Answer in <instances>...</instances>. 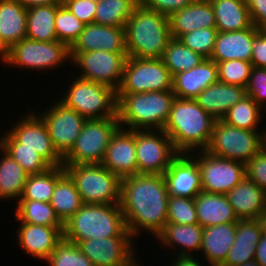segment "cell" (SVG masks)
Returning <instances> with one entry per match:
<instances>
[{
  "label": "cell",
  "mask_w": 266,
  "mask_h": 266,
  "mask_svg": "<svg viewBox=\"0 0 266 266\" xmlns=\"http://www.w3.org/2000/svg\"><path fill=\"white\" fill-rule=\"evenodd\" d=\"M97 50L127 52L125 27H113L96 23L87 24L79 38L70 47V53H85Z\"/></svg>",
  "instance_id": "cell-20"
},
{
  "label": "cell",
  "mask_w": 266,
  "mask_h": 266,
  "mask_svg": "<svg viewBox=\"0 0 266 266\" xmlns=\"http://www.w3.org/2000/svg\"><path fill=\"white\" fill-rule=\"evenodd\" d=\"M15 217L18 223H30L43 226H63L56 216L50 202L18 200Z\"/></svg>",
  "instance_id": "cell-41"
},
{
  "label": "cell",
  "mask_w": 266,
  "mask_h": 266,
  "mask_svg": "<svg viewBox=\"0 0 266 266\" xmlns=\"http://www.w3.org/2000/svg\"><path fill=\"white\" fill-rule=\"evenodd\" d=\"M172 90L117 93V116L121 128L163 130L175 99Z\"/></svg>",
  "instance_id": "cell-4"
},
{
  "label": "cell",
  "mask_w": 266,
  "mask_h": 266,
  "mask_svg": "<svg viewBox=\"0 0 266 266\" xmlns=\"http://www.w3.org/2000/svg\"><path fill=\"white\" fill-rule=\"evenodd\" d=\"M215 121L194 99L175 98L163 131L178 153L189 154L207 148Z\"/></svg>",
  "instance_id": "cell-2"
},
{
  "label": "cell",
  "mask_w": 266,
  "mask_h": 266,
  "mask_svg": "<svg viewBox=\"0 0 266 266\" xmlns=\"http://www.w3.org/2000/svg\"><path fill=\"white\" fill-rule=\"evenodd\" d=\"M193 2L194 0H139V4L143 7L167 16L185 8Z\"/></svg>",
  "instance_id": "cell-50"
},
{
  "label": "cell",
  "mask_w": 266,
  "mask_h": 266,
  "mask_svg": "<svg viewBox=\"0 0 266 266\" xmlns=\"http://www.w3.org/2000/svg\"><path fill=\"white\" fill-rule=\"evenodd\" d=\"M71 63L81 72L80 78L94 81L118 90L123 78L127 52H106L103 50L70 53Z\"/></svg>",
  "instance_id": "cell-12"
},
{
  "label": "cell",
  "mask_w": 266,
  "mask_h": 266,
  "mask_svg": "<svg viewBox=\"0 0 266 266\" xmlns=\"http://www.w3.org/2000/svg\"><path fill=\"white\" fill-rule=\"evenodd\" d=\"M171 38L179 39L182 35L196 29L216 28L215 15L210 1H194L185 8L169 16Z\"/></svg>",
  "instance_id": "cell-25"
},
{
  "label": "cell",
  "mask_w": 266,
  "mask_h": 266,
  "mask_svg": "<svg viewBox=\"0 0 266 266\" xmlns=\"http://www.w3.org/2000/svg\"><path fill=\"white\" fill-rule=\"evenodd\" d=\"M173 88V76L161 59L128 57L117 93H145Z\"/></svg>",
  "instance_id": "cell-11"
},
{
  "label": "cell",
  "mask_w": 266,
  "mask_h": 266,
  "mask_svg": "<svg viewBox=\"0 0 266 266\" xmlns=\"http://www.w3.org/2000/svg\"><path fill=\"white\" fill-rule=\"evenodd\" d=\"M53 102L44 112H34L43 120L54 148L64 158L73 148L87 119L67 107L59 98Z\"/></svg>",
  "instance_id": "cell-15"
},
{
  "label": "cell",
  "mask_w": 266,
  "mask_h": 266,
  "mask_svg": "<svg viewBox=\"0 0 266 266\" xmlns=\"http://www.w3.org/2000/svg\"><path fill=\"white\" fill-rule=\"evenodd\" d=\"M236 223L213 225L203 228L202 248L200 253L208 262L207 266H221L234 244Z\"/></svg>",
  "instance_id": "cell-29"
},
{
  "label": "cell",
  "mask_w": 266,
  "mask_h": 266,
  "mask_svg": "<svg viewBox=\"0 0 266 266\" xmlns=\"http://www.w3.org/2000/svg\"><path fill=\"white\" fill-rule=\"evenodd\" d=\"M167 223L179 225L198 224L194 198L168 197Z\"/></svg>",
  "instance_id": "cell-45"
},
{
  "label": "cell",
  "mask_w": 266,
  "mask_h": 266,
  "mask_svg": "<svg viewBox=\"0 0 266 266\" xmlns=\"http://www.w3.org/2000/svg\"><path fill=\"white\" fill-rule=\"evenodd\" d=\"M252 48L253 67L266 69V36L260 30L255 34Z\"/></svg>",
  "instance_id": "cell-51"
},
{
  "label": "cell",
  "mask_w": 266,
  "mask_h": 266,
  "mask_svg": "<svg viewBox=\"0 0 266 266\" xmlns=\"http://www.w3.org/2000/svg\"><path fill=\"white\" fill-rule=\"evenodd\" d=\"M219 32L240 31L253 24L246 0H210Z\"/></svg>",
  "instance_id": "cell-32"
},
{
  "label": "cell",
  "mask_w": 266,
  "mask_h": 266,
  "mask_svg": "<svg viewBox=\"0 0 266 266\" xmlns=\"http://www.w3.org/2000/svg\"><path fill=\"white\" fill-rule=\"evenodd\" d=\"M71 62L70 47L58 40L45 42L24 38L9 49L7 65L33 71L57 69ZM64 63V64H63Z\"/></svg>",
  "instance_id": "cell-10"
},
{
  "label": "cell",
  "mask_w": 266,
  "mask_h": 266,
  "mask_svg": "<svg viewBox=\"0 0 266 266\" xmlns=\"http://www.w3.org/2000/svg\"><path fill=\"white\" fill-rule=\"evenodd\" d=\"M168 197L164 175L136 174L122 179L120 206L134 239L145 231L156 237L163 230Z\"/></svg>",
  "instance_id": "cell-1"
},
{
  "label": "cell",
  "mask_w": 266,
  "mask_h": 266,
  "mask_svg": "<svg viewBox=\"0 0 266 266\" xmlns=\"http://www.w3.org/2000/svg\"><path fill=\"white\" fill-rule=\"evenodd\" d=\"M244 96V87L218 81L201 91L194 100L215 120H219Z\"/></svg>",
  "instance_id": "cell-28"
},
{
  "label": "cell",
  "mask_w": 266,
  "mask_h": 266,
  "mask_svg": "<svg viewBox=\"0 0 266 266\" xmlns=\"http://www.w3.org/2000/svg\"><path fill=\"white\" fill-rule=\"evenodd\" d=\"M138 256H135L127 265L125 266H142L138 263L140 260L137 259ZM138 261V262H137Z\"/></svg>",
  "instance_id": "cell-58"
},
{
  "label": "cell",
  "mask_w": 266,
  "mask_h": 266,
  "mask_svg": "<svg viewBox=\"0 0 266 266\" xmlns=\"http://www.w3.org/2000/svg\"><path fill=\"white\" fill-rule=\"evenodd\" d=\"M82 198L70 176L65 172L56 183L50 205L56 216L64 224L82 206Z\"/></svg>",
  "instance_id": "cell-34"
},
{
  "label": "cell",
  "mask_w": 266,
  "mask_h": 266,
  "mask_svg": "<svg viewBox=\"0 0 266 266\" xmlns=\"http://www.w3.org/2000/svg\"><path fill=\"white\" fill-rule=\"evenodd\" d=\"M133 237H109L81 241L78 246L94 266H125L137 253Z\"/></svg>",
  "instance_id": "cell-17"
},
{
  "label": "cell",
  "mask_w": 266,
  "mask_h": 266,
  "mask_svg": "<svg viewBox=\"0 0 266 266\" xmlns=\"http://www.w3.org/2000/svg\"><path fill=\"white\" fill-rule=\"evenodd\" d=\"M169 261L171 264L168 266H206V264H200L201 258L198 260L196 256H174Z\"/></svg>",
  "instance_id": "cell-53"
},
{
  "label": "cell",
  "mask_w": 266,
  "mask_h": 266,
  "mask_svg": "<svg viewBox=\"0 0 266 266\" xmlns=\"http://www.w3.org/2000/svg\"><path fill=\"white\" fill-rule=\"evenodd\" d=\"M62 3L85 25L94 23L97 2L91 0H63Z\"/></svg>",
  "instance_id": "cell-49"
},
{
  "label": "cell",
  "mask_w": 266,
  "mask_h": 266,
  "mask_svg": "<svg viewBox=\"0 0 266 266\" xmlns=\"http://www.w3.org/2000/svg\"><path fill=\"white\" fill-rule=\"evenodd\" d=\"M138 174L163 175L179 154L163 130H135Z\"/></svg>",
  "instance_id": "cell-13"
},
{
  "label": "cell",
  "mask_w": 266,
  "mask_h": 266,
  "mask_svg": "<svg viewBox=\"0 0 266 266\" xmlns=\"http://www.w3.org/2000/svg\"><path fill=\"white\" fill-rule=\"evenodd\" d=\"M203 227L199 224L179 225L166 223L163 230L155 237L165 249L170 248L173 256H195L202 248ZM179 248V249H178ZM176 250V251H174ZM194 251L196 253H194ZM177 252V253H176ZM195 254V255H194Z\"/></svg>",
  "instance_id": "cell-23"
},
{
  "label": "cell",
  "mask_w": 266,
  "mask_h": 266,
  "mask_svg": "<svg viewBox=\"0 0 266 266\" xmlns=\"http://www.w3.org/2000/svg\"><path fill=\"white\" fill-rule=\"evenodd\" d=\"M259 221L262 228V233L266 235V210L259 216Z\"/></svg>",
  "instance_id": "cell-57"
},
{
  "label": "cell",
  "mask_w": 266,
  "mask_h": 266,
  "mask_svg": "<svg viewBox=\"0 0 266 266\" xmlns=\"http://www.w3.org/2000/svg\"><path fill=\"white\" fill-rule=\"evenodd\" d=\"M263 111L250 96L246 95L228 110L222 120L240 129L249 131H257L259 129V131H265V126H262L261 129L258 127L260 123H264L261 122L263 121L264 113L266 114Z\"/></svg>",
  "instance_id": "cell-37"
},
{
  "label": "cell",
  "mask_w": 266,
  "mask_h": 266,
  "mask_svg": "<svg viewBox=\"0 0 266 266\" xmlns=\"http://www.w3.org/2000/svg\"><path fill=\"white\" fill-rule=\"evenodd\" d=\"M258 31L252 25L240 31L218 32L210 59L216 63L236 59L251 62L253 41Z\"/></svg>",
  "instance_id": "cell-24"
},
{
  "label": "cell",
  "mask_w": 266,
  "mask_h": 266,
  "mask_svg": "<svg viewBox=\"0 0 266 266\" xmlns=\"http://www.w3.org/2000/svg\"><path fill=\"white\" fill-rule=\"evenodd\" d=\"M64 95L58 98L67 107L86 119H101L117 116V91L106 85L75 75ZM69 88V89H68Z\"/></svg>",
  "instance_id": "cell-6"
},
{
  "label": "cell",
  "mask_w": 266,
  "mask_h": 266,
  "mask_svg": "<svg viewBox=\"0 0 266 266\" xmlns=\"http://www.w3.org/2000/svg\"><path fill=\"white\" fill-rule=\"evenodd\" d=\"M24 116L7 132L20 143V148L35 150L52 167L63 165V158L54 148L43 120L32 110L26 111Z\"/></svg>",
  "instance_id": "cell-16"
},
{
  "label": "cell",
  "mask_w": 266,
  "mask_h": 266,
  "mask_svg": "<svg viewBox=\"0 0 266 266\" xmlns=\"http://www.w3.org/2000/svg\"><path fill=\"white\" fill-rule=\"evenodd\" d=\"M16 241L31 257L45 261L63 239V226H43L19 223Z\"/></svg>",
  "instance_id": "cell-21"
},
{
  "label": "cell",
  "mask_w": 266,
  "mask_h": 266,
  "mask_svg": "<svg viewBox=\"0 0 266 266\" xmlns=\"http://www.w3.org/2000/svg\"><path fill=\"white\" fill-rule=\"evenodd\" d=\"M216 64L220 82L246 88L253 68L251 62L236 59Z\"/></svg>",
  "instance_id": "cell-44"
},
{
  "label": "cell",
  "mask_w": 266,
  "mask_h": 266,
  "mask_svg": "<svg viewBox=\"0 0 266 266\" xmlns=\"http://www.w3.org/2000/svg\"><path fill=\"white\" fill-rule=\"evenodd\" d=\"M264 141H265V146H266V127H265Z\"/></svg>",
  "instance_id": "cell-61"
},
{
  "label": "cell",
  "mask_w": 266,
  "mask_h": 266,
  "mask_svg": "<svg viewBox=\"0 0 266 266\" xmlns=\"http://www.w3.org/2000/svg\"><path fill=\"white\" fill-rule=\"evenodd\" d=\"M128 57L161 59L171 39L169 16L138 5L125 25Z\"/></svg>",
  "instance_id": "cell-5"
},
{
  "label": "cell",
  "mask_w": 266,
  "mask_h": 266,
  "mask_svg": "<svg viewBox=\"0 0 266 266\" xmlns=\"http://www.w3.org/2000/svg\"><path fill=\"white\" fill-rule=\"evenodd\" d=\"M259 30L266 36V24H264Z\"/></svg>",
  "instance_id": "cell-60"
},
{
  "label": "cell",
  "mask_w": 266,
  "mask_h": 266,
  "mask_svg": "<svg viewBox=\"0 0 266 266\" xmlns=\"http://www.w3.org/2000/svg\"><path fill=\"white\" fill-rule=\"evenodd\" d=\"M238 219H258L266 210V192L253 181L244 177L226 194Z\"/></svg>",
  "instance_id": "cell-26"
},
{
  "label": "cell",
  "mask_w": 266,
  "mask_h": 266,
  "mask_svg": "<svg viewBox=\"0 0 266 266\" xmlns=\"http://www.w3.org/2000/svg\"><path fill=\"white\" fill-rule=\"evenodd\" d=\"M46 261L49 266H94L76 243L64 238L56 245Z\"/></svg>",
  "instance_id": "cell-43"
},
{
  "label": "cell",
  "mask_w": 266,
  "mask_h": 266,
  "mask_svg": "<svg viewBox=\"0 0 266 266\" xmlns=\"http://www.w3.org/2000/svg\"><path fill=\"white\" fill-rule=\"evenodd\" d=\"M0 60L2 61L3 65H7L9 60V48L0 38Z\"/></svg>",
  "instance_id": "cell-56"
},
{
  "label": "cell",
  "mask_w": 266,
  "mask_h": 266,
  "mask_svg": "<svg viewBox=\"0 0 266 266\" xmlns=\"http://www.w3.org/2000/svg\"><path fill=\"white\" fill-rule=\"evenodd\" d=\"M24 8L28 9L34 6L42 5H61L63 0H17Z\"/></svg>",
  "instance_id": "cell-55"
},
{
  "label": "cell",
  "mask_w": 266,
  "mask_h": 266,
  "mask_svg": "<svg viewBox=\"0 0 266 266\" xmlns=\"http://www.w3.org/2000/svg\"><path fill=\"white\" fill-rule=\"evenodd\" d=\"M218 81L216 62L205 58L194 68L174 75L172 91L176 98L195 99L201 91Z\"/></svg>",
  "instance_id": "cell-22"
},
{
  "label": "cell",
  "mask_w": 266,
  "mask_h": 266,
  "mask_svg": "<svg viewBox=\"0 0 266 266\" xmlns=\"http://www.w3.org/2000/svg\"><path fill=\"white\" fill-rule=\"evenodd\" d=\"M205 57L186 47L179 39L171 38L161 60L171 75L188 71L200 64Z\"/></svg>",
  "instance_id": "cell-40"
},
{
  "label": "cell",
  "mask_w": 266,
  "mask_h": 266,
  "mask_svg": "<svg viewBox=\"0 0 266 266\" xmlns=\"http://www.w3.org/2000/svg\"><path fill=\"white\" fill-rule=\"evenodd\" d=\"M0 147L19 163L28 175L41 174L52 167L35 150L20 148V143L7 130L0 135Z\"/></svg>",
  "instance_id": "cell-36"
},
{
  "label": "cell",
  "mask_w": 266,
  "mask_h": 266,
  "mask_svg": "<svg viewBox=\"0 0 266 266\" xmlns=\"http://www.w3.org/2000/svg\"><path fill=\"white\" fill-rule=\"evenodd\" d=\"M132 237L120 204L83 206L63 224V238L77 245L89 239Z\"/></svg>",
  "instance_id": "cell-3"
},
{
  "label": "cell",
  "mask_w": 266,
  "mask_h": 266,
  "mask_svg": "<svg viewBox=\"0 0 266 266\" xmlns=\"http://www.w3.org/2000/svg\"><path fill=\"white\" fill-rule=\"evenodd\" d=\"M198 224L203 228L237 223L239 221L233 207L229 204L226 194H216L201 191L194 198Z\"/></svg>",
  "instance_id": "cell-30"
},
{
  "label": "cell",
  "mask_w": 266,
  "mask_h": 266,
  "mask_svg": "<svg viewBox=\"0 0 266 266\" xmlns=\"http://www.w3.org/2000/svg\"><path fill=\"white\" fill-rule=\"evenodd\" d=\"M239 266H260V265L255 260H251Z\"/></svg>",
  "instance_id": "cell-59"
},
{
  "label": "cell",
  "mask_w": 266,
  "mask_h": 266,
  "mask_svg": "<svg viewBox=\"0 0 266 266\" xmlns=\"http://www.w3.org/2000/svg\"><path fill=\"white\" fill-rule=\"evenodd\" d=\"M189 154L200 169L202 191L227 194L245 177L244 163L214 156L205 150Z\"/></svg>",
  "instance_id": "cell-14"
},
{
  "label": "cell",
  "mask_w": 266,
  "mask_h": 266,
  "mask_svg": "<svg viewBox=\"0 0 266 266\" xmlns=\"http://www.w3.org/2000/svg\"><path fill=\"white\" fill-rule=\"evenodd\" d=\"M91 1H94V2H97V3H98V2H100V1H102V0H91Z\"/></svg>",
  "instance_id": "cell-62"
},
{
  "label": "cell",
  "mask_w": 266,
  "mask_h": 266,
  "mask_svg": "<svg viewBox=\"0 0 266 266\" xmlns=\"http://www.w3.org/2000/svg\"><path fill=\"white\" fill-rule=\"evenodd\" d=\"M101 164L121 179L138 174L135 130L119 127L110 139Z\"/></svg>",
  "instance_id": "cell-18"
},
{
  "label": "cell",
  "mask_w": 266,
  "mask_h": 266,
  "mask_svg": "<svg viewBox=\"0 0 266 266\" xmlns=\"http://www.w3.org/2000/svg\"><path fill=\"white\" fill-rule=\"evenodd\" d=\"M0 157V200H19L22 196L28 174L1 147Z\"/></svg>",
  "instance_id": "cell-35"
},
{
  "label": "cell",
  "mask_w": 266,
  "mask_h": 266,
  "mask_svg": "<svg viewBox=\"0 0 266 266\" xmlns=\"http://www.w3.org/2000/svg\"><path fill=\"white\" fill-rule=\"evenodd\" d=\"M246 95L266 112V69L253 67L245 88Z\"/></svg>",
  "instance_id": "cell-47"
},
{
  "label": "cell",
  "mask_w": 266,
  "mask_h": 266,
  "mask_svg": "<svg viewBox=\"0 0 266 266\" xmlns=\"http://www.w3.org/2000/svg\"><path fill=\"white\" fill-rule=\"evenodd\" d=\"M64 173V166L60 165L41 174L28 175L19 200L50 202L57 180Z\"/></svg>",
  "instance_id": "cell-38"
},
{
  "label": "cell",
  "mask_w": 266,
  "mask_h": 266,
  "mask_svg": "<svg viewBox=\"0 0 266 266\" xmlns=\"http://www.w3.org/2000/svg\"><path fill=\"white\" fill-rule=\"evenodd\" d=\"M262 234L259 219H240L236 223L234 244L221 266H239L254 260Z\"/></svg>",
  "instance_id": "cell-27"
},
{
  "label": "cell",
  "mask_w": 266,
  "mask_h": 266,
  "mask_svg": "<svg viewBox=\"0 0 266 266\" xmlns=\"http://www.w3.org/2000/svg\"><path fill=\"white\" fill-rule=\"evenodd\" d=\"M265 131H249L216 120L211 140L205 149L214 156L246 163L264 146Z\"/></svg>",
  "instance_id": "cell-8"
},
{
  "label": "cell",
  "mask_w": 266,
  "mask_h": 266,
  "mask_svg": "<svg viewBox=\"0 0 266 266\" xmlns=\"http://www.w3.org/2000/svg\"><path fill=\"white\" fill-rule=\"evenodd\" d=\"M83 203L120 204L122 179L102 164L63 165Z\"/></svg>",
  "instance_id": "cell-7"
},
{
  "label": "cell",
  "mask_w": 266,
  "mask_h": 266,
  "mask_svg": "<svg viewBox=\"0 0 266 266\" xmlns=\"http://www.w3.org/2000/svg\"><path fill=\"white\" fill-rule=\"evenodd\" d=\"M27 9L17 0H0V38L10 49L26 38Z\"/></svg>",
  "instance_id": "cell-31"
},
{
  "label": "cell",
  "mask_w": 266,
  "mask_h": 266,
  "mask_svg": "<svg viewBox=\"0 0 266 266\" xmlns=\"http://www.w3.org/2000/svg\"><path fill=\"white\" fill-rule=\"evenodd\" d=\"M217 28L196 29L182 35L179 40L188 48L205 58H210L218 35Z\"/></svg>",
  "instance_id": "cell-46"
},
{
  "label": "cell",
  "mask_w": 266,
  "mask_h": 266,
  "mask_svg": "<svg viewBox=\"0 0 266 266\" xmlns=\"http://www.w3.org/2000/svg\"><path fill=\"white\" fill-rule=\"evenodd\" d=\"M139 0H102L97 3L94 23L113 27H125Z\"/></svg>",
  "instance_id": "cell-39"
},
{
  "label": "cell",
  "mask_w": 266,
  "mask_h": 266,
  "mask_svg": "<svg viewBox=\"0 0 266 266\" xmlns=\"http://www.w3.org/2000/svg\"><path fill=\"white\" fill-rule=\"evenodd\" d=\"M252 24L260 29L266 24V0H246Z\"/></svg>",
  "instance_id": "cell-52"
},
{
  "label": "cell",
  "mask_w": 266,
  "mask_h": 266,
  "mask_svg": "<svg viewBox=\"0 0 266 266\" xmlns=\"http://www.w3.org/2000/svg\"><path fill=\"white\" fill-rule=\"evenodd\" d=\"M254 260L260 266H266V235L262 234L260 242L256 248Z\"/></svg>",
  "instance_id": "cell-54"
},
{
  "label": "cell",
  "mask_w": 266,
  "mask_h": 266,
  "mask_svg": "<svg viewBox=\"0 0 266 266\" xmlns=\"http://www.w3.org/2000/svg\"><path fill=\"white\" fill-rule=\"evenodd\" d=\"M60 5H42L27 9L26 38L35 41H56L54 25L56 11Z\"/></svg>",
  "instance_id": "cell-33"
},
{
  "label": "cell",
  "mask_w": 266,
  "mask_h": 266,
  "mask_svg": "<svg viewBox=\"0 0 266 266\" xmlns=\"http://www.w3.org/2000/svg\"><path fill=\"white\" fill-rule=\"evenodd\" d=\"M120 127L118 117L87 119L63 165L101 164L106 148Z\"/></svg>",
  "instance_id": "cell-9"
},
{
  "label": "cell",
  "mask_w": 266,
  "mask_h": 266,
  "mask_svg": "<svg viewBox=\"0 0 266 266\" xmlns=\"http://www.w3.org/2000/svg\"><path fill=\"white\" fill-rule=\"evenodd\" d=\"M54 25L57 40L69 47L79 38L85 26L63 3L56 11Z\"/></svg>",
  "instance_id": "cell-42"
},
{
  "label": "cell",
  "mask_w": 266,
  "mask_h": 266,
  "mask_svg": "<svg viewBox=\"0 0 266 266\" xmlns=\"http://www.w3.org/2000/svg\"><path fill=\"white\" fill-rule=\"evenodd\" d=\"M244 165L245 177L266 192V146Z\"/></svg>",
  "instance_id": "cell-48"
},
{
  "label": "cell",
  "mask_w": 266,
  "mask_h": 266,
  "mask_svg": "<svg viewBox=\"0 0 266 266\" xmlns=\"http://www.w3.org/2000/svg\"><path fill=\"white\" fill-rule=\"evenodd\" d=\"M163 175L170 196L195 198L202 191L200 169L188 153H179Z\"/></svg>",
  "instance_id": "cell-19"
}]
</instances>
